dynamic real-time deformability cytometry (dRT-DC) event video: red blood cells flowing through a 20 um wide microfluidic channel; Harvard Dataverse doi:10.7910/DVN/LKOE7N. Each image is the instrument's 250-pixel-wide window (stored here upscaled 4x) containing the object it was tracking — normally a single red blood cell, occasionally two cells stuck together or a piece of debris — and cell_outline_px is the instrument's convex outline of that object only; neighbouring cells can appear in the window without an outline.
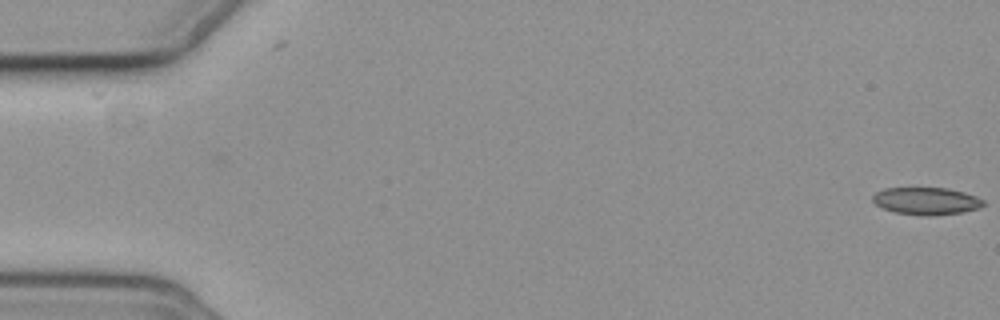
{"species": "common noctule bat (a hibernating species)", "species_latin": "Nyctalus noctula", "temperature_condition": "cold", "stored_images_in_passage": 4, "camera_frame_rate_fps": 3000, "um_per_image_px": 0.085, "animal": {"sex": "female", "body_mass_g": 19.3, "forearm_length_mm": 54.1}, "frame": {"image": 1, "passage_image": 1, "time_ms": 0.0, "image_size_px": [1000, 320], "cell_outline_px": [[984, 204], [980, 208], [964, 212], [928, 216], [920, 216], [896, 212], [884, 208], [876, 204], [872, 200], [872, 196], [876, 192], [884, 188], [948, 188], [964, 192], [976, 196], [984, 200]], "centroid_in_image_um": [78.76, 17.09], "position_along_channel_um": 6.2, "area_um2": 17.69}}